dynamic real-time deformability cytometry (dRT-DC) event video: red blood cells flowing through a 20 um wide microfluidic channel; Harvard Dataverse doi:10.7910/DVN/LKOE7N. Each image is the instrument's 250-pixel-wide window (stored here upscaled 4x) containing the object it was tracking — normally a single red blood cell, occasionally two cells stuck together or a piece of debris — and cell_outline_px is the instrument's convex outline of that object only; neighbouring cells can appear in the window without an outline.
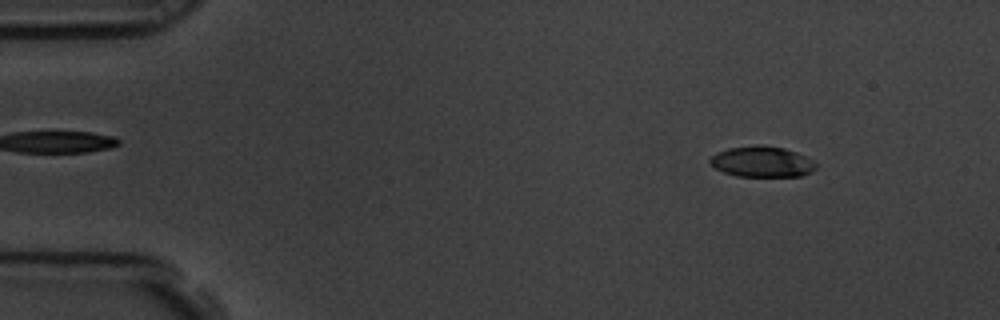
{"species": "common noctule bat (a hibernating species)", "species_latin": "Nyctalus noctula", "temperature_condition": "room temperature", "stored_images_in_passage": 4, "camera_frame_rate_fps": 3000, "um_per_image_px": 0.085, "animal": {"sex": "male", "body_mass_g": 19.5, "forearm_length_mm": 54.6}, "frame": {"image": 1, "passage_image": 1, "time_ms": 0.0, "image_size_px": [1000, 320], "cell_outline_px": [[816, 168], [812, 172], [800, 176], [736, 176], [724, 172], [716, 168], [708, 160], [716, 152], [728, 148], [756, 144], [760, 144], [784, 148], [796, 152], [804, 156], [816, 164]], "centroid_in_image_um": [64.75, 13.73], "position_along_channel_um": 20.3, "area_um2": 18.96}}
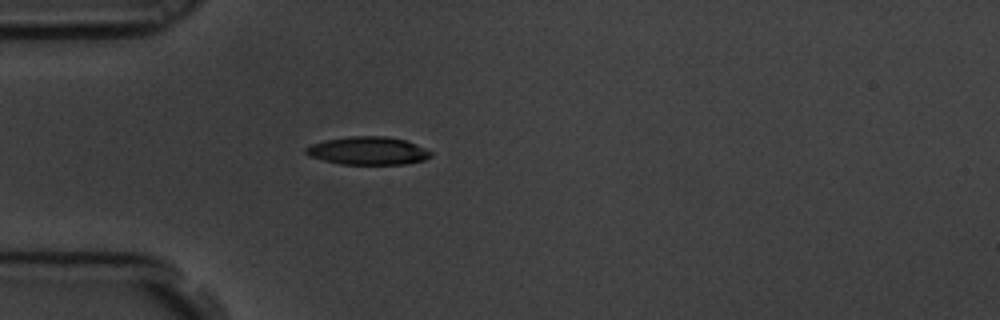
{"frame": {"image": 2, "passage_image": 4, "time_ms": 1.0, "image_size_px": [1000, 320], "cell_outline_px": [[432, 156], [424, 160], [404, 164], [340, 164], [308, 156], [304, 152], [304, 148], [312, 144], [324, 140], [348, 136], [384, 136], [404, 140], [416, 144], [432, 152]], "centroid_in_image_um": [31.25, 12.81], "position_along_channel_um": 53.8, "area_um2": 20.4}}